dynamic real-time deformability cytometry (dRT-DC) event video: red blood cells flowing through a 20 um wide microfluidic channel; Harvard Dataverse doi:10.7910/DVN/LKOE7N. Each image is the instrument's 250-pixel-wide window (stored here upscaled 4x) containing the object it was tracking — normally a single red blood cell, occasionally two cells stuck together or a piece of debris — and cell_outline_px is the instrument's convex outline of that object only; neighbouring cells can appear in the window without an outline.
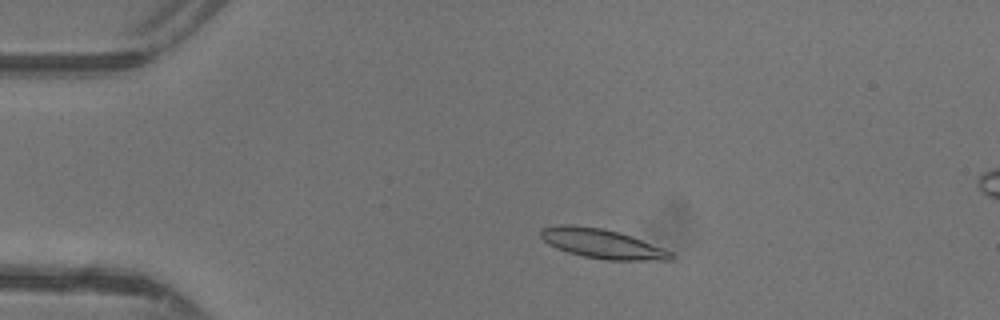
{"species": "common noctule bat (a hibernating species)", "species_latin": "Nyctalus noctula", "temperature_condition": "warm", "stored_images_in_passage": 46, "camera_frame_rate_fps": 3000, "um_per_image_px": 0.085, "animal": {"sex": "female"}, "frame": {"image": 1, "passage_image": 8, "time_ms": 2.333, "image_size_px": [1000, 320], "cell_outline_px": [[676, 256], [672, 260], [604, 260], [584, 256], [568, 252], [556, 248], [548, 244], [540, 236], [540, 228], [560, 224], [572, 224], [604, 228], [620, 232], [632, 236], [672, 252]], "centroid_in_image_um": [51.16, 20.7], "position_along_channel_um": 33.8, "area_um2": 22.54}}
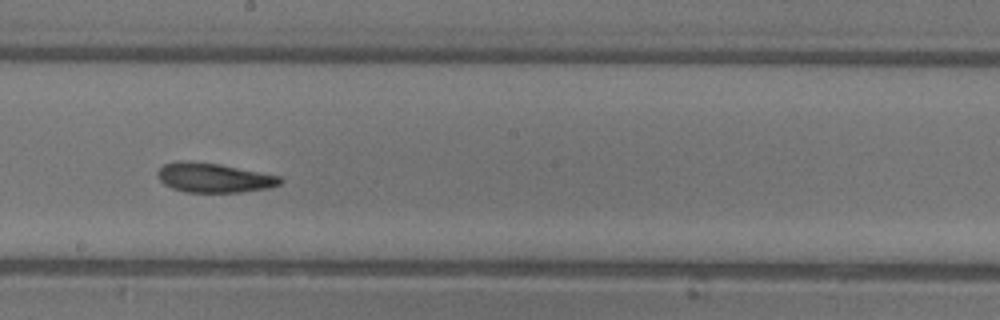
{"frame": {"image": 2, "passage_image": 25, "time_ms": 8.0, "image_size_px": [1000, 320], "cell_outline_px": [[284, 180], [280, 184], [268, 188], [240, 192], [184, 192], [172, 188], [164, 184], [160, 180], [156, 172], [164, 164], [184, 160], [188, 160], [220, 164], [280, 176]], "centroid_in_image_um": [18.17, 15.1], "position_along_channel_um": 230.0, "area_um2": 21.04}}
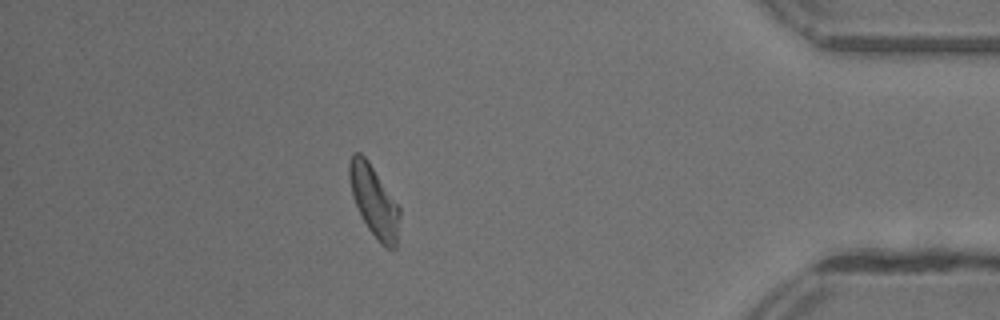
{"frame": {"image": 3, "passage_image": 40, "time_ms": 13.0, "image_size_px": [1000, 320], "cell_outline_px": [[400, 216], [396, 248], [388, 248], [380, 244], [368, 228], [352, 196], [348, 176], [348, 164], [352, 156], [356, 152], [360, 152], [368, 160], [400, 208]], "centroid_in_image_um": [31.79, 17.09], "position_along_channel_um": 403.4, "area_um2": 20.58}, "authors_computed_cell_mechanics": {"area_um2": 21.1259, "velocity_mm_per_s": 4.3527, "shape_relaxation_time_tau1_ms": 3.9624, "shape_relaxation_time_tau2_ms": 2.944, "deformation_change_tau1": 0.155, "deformation_change_tau2": 0.1079}}